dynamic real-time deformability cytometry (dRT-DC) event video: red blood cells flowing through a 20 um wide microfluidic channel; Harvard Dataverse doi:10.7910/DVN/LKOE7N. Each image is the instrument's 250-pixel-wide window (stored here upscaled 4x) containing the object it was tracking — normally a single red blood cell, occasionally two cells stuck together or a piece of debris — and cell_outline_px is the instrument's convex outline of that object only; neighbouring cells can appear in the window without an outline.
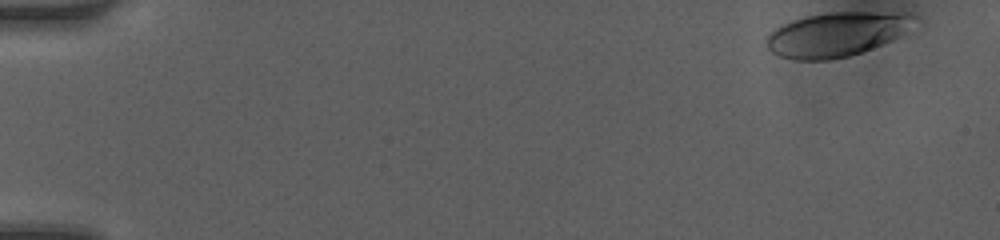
{"species": "human", "species_latin": "Homo sapiens", "temperature_condition": "room temperature", "stored_images_in_passage": 41, "camera_frame_rate_fps": 3000, "um_per_image_px": 0.085, "donor": {"sex": "female"}, "frame": {"image": 1, "passage_image": 1, "time_ms": 0.0, "image_size_px": [1000, 240], "cell_outline_px": [[920, 16], [896, 36], [880, 44], [860, 52], [848, 56], [828, 60], [796, 60], [780, 56], [772, 52], [764, 44], [764, 40], [776, 28], [792, 20], [808, 16], [828, 12], [912, 12]], "centroid_in_image_um": [71.07, 2.9], "position_along_channel_um": 13.9, "area_um2": 37.69}}
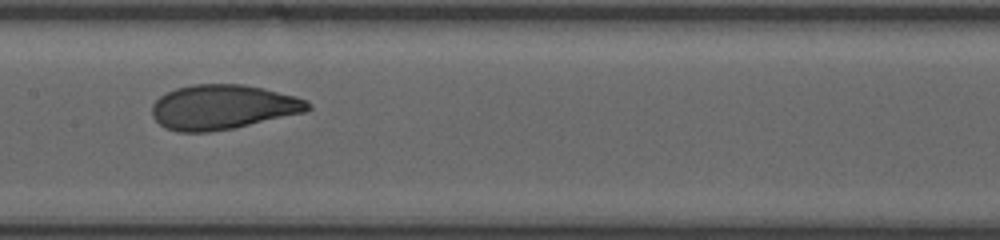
{"frame": {"image": 2, "passage_image": 24, "time_ms": 7.667, "image_size_px": [1000, 240], "cell_outline_px": [[312, 108], [304, 112], [232, 128], [208, 132], [176, 132], [164, 128], [152, 116], [152, 104], [160, 96], [176, 88], [192, 84], [244, 84], [264, 88], [296, 96], [308, 100], [312, 104]], "centroid_in_image_um": [18.93, 9.09], "position_along_channel_um": 188.5, "area_um2": 40.63}}
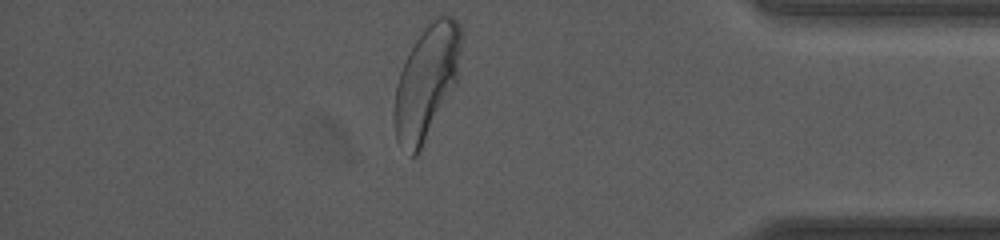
{"frame": {"image": 3, "passage_image": 41, "time_ms": 13.333, "image_size_px": [1000, 240], "cell_outline_px": [[460, 48], [456, 80], [416, 156], [412, 156], [396, 140], [392, 116], [396, 84], [400, 72], [416, 40], [428, 24], [440, 12], [452, 16], [460, 24]], "centroid_in_image_um": [36.21, 6.92], "position_along_channel_um": 399.0, "area_um2": 42.95}, "authors_computed_cell_mechanics": {"area_um2": 39.9398, "velocity_mm_per_s": 4.1851, "shape_relaxation_time_tau1_ms": 3.9566, "shape_relaxation_time_tau2_ms": 0.7085, "deformation_change_tau1": 0.1977, "deformation_change_tau2": 0.0678}}